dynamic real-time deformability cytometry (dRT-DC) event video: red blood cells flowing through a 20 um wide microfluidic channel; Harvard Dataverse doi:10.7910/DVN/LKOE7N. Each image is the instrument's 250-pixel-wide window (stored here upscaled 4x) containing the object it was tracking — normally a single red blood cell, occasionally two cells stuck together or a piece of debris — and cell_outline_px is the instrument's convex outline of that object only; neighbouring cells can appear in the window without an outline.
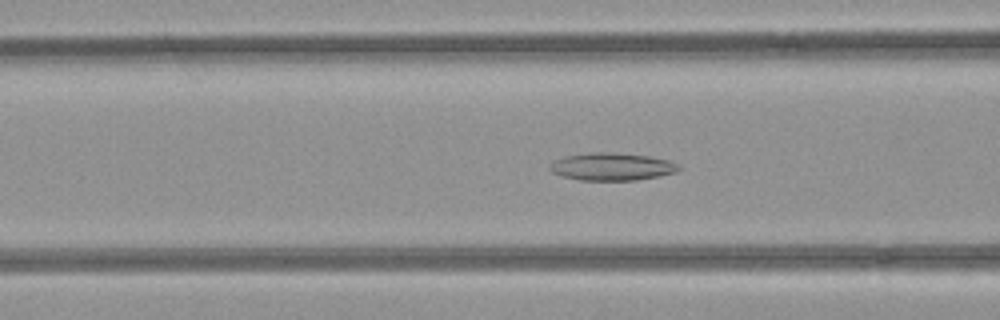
{"species": "common noctule bat (a hibernating species)", "species_latin": "Nyctalus noctula", "temperature_condition": "room temperature", "stored_images_in_passage": 52, "camera_frame_rate_fps": 3000, "um_per_image_px": 0.085, "animal": {"sex": "female", "body_mass_g": 21.9}, "frame": {"image": 1, "passage_image": 20, "time_ms": 6.333, "image_size_px": [1000, 320], "cell_outline_px": [[680, 168], [676, 172], [636, 180], [580, 180], [560, 176], [552, 172], [548, 168], [556, 160], [564, 156], [592, 152], [608, 152], [648, 156], [668, 160], [676, 164]], "centroid_in_image_um": [51.96, 14.17], "position_along_channel_um": 114.6, "area_um2": 20.46}}
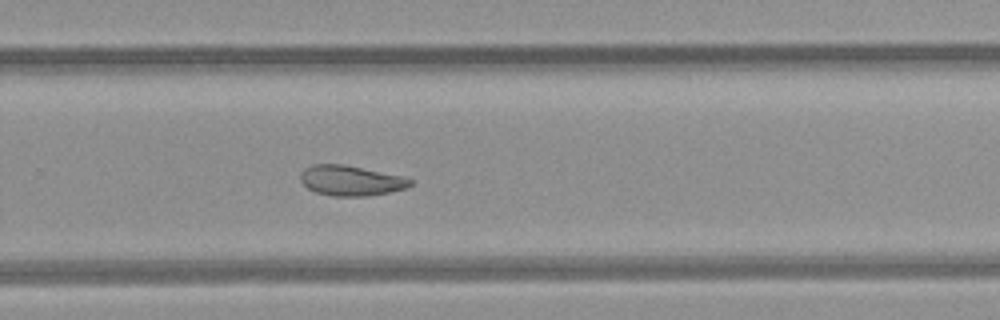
{"frame": {"image": 2, "passage_image": 34, "time_ms": 11.0, "image_size_px": [1000, 320], "cell_outline_px": [[412, 184], [404, 188], [388, 192], [364, 196], [332, 196], [316, 192], [308, 188], [300, 180], [300, 172], [304, 168], [312, 164], [344, 164], [404, 176], [412, 180]], "centroid_in_image_um": [29.79, 15.33], "position_along_channel_um": 300.0, "area_um2": 19.31}}
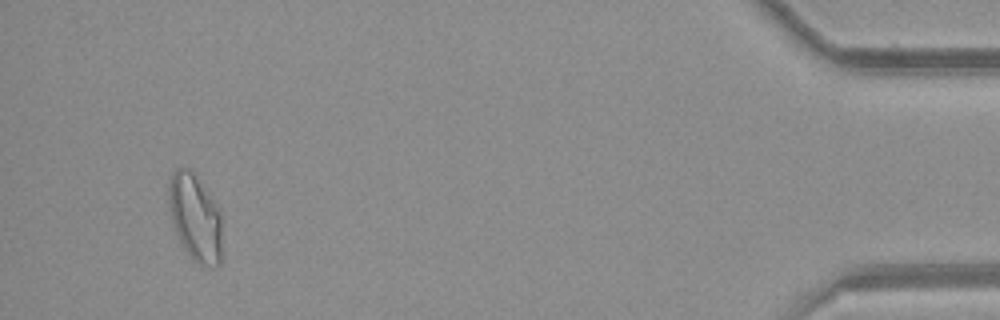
{"frame": {"image": 3, "passage_image": 49, "time_ms": 16.0, "image_size_px": [1000, 320], "cell_outline_px": [[220, 264], [216, 268], [200, 264], [192, 260], [184, 248], [172, 224], [168, 200], [168, 184], [172, 172], [176, 168], [188, 168], [200, 180], [208, 192], [220, 216]], "centroid_in_image_um": [16.55, 18.49], "position_along_channel_um": 418.7, "area_um2": 26.7}, "authors_computed_cell_mechanics": {"area_um2": 22.3686, "velocity_mm_per_s": 3.9726, "shape_relaxation_time_tau1_ms": null, "shape_relaxation_time_tau2_ms": 11.207, "deformation_change_tau1": null, "deformation_change_tau2": 0.2039}}